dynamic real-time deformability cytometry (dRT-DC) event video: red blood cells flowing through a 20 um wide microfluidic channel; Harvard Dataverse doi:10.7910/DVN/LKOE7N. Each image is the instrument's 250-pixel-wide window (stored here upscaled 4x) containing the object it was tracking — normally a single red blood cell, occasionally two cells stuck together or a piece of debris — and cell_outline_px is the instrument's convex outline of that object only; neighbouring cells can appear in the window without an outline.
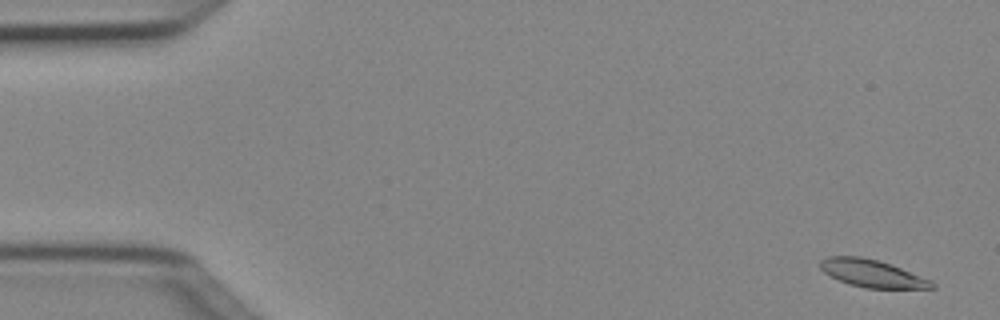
{"species": "Egyptian fruit bat (a non-hibernating species)", "species_latin": "Rousettus aegyptiacus", "temperature_condition": "cold", "stored_images_in_passage": 3, "camera_frame_rate_fps": 3000, "um_per_image_px": 0.085, "animal": {"sex": "female"}, "frame": {"image": 1, "passage_image": 1, "time_ms": 0.0, "image_size_px": [1000, 320], "cell_outline_px": [[936, 288], [864, 288], [848, 284], [824, 272], [820, 268], [820, 260], [828, 256], [860, 256], [880, 260], [892, 264], [932, 280], [936, 284]], "centroid_in_image_um": [74.16, 23.23], "position_along_channel_um": 10.8, "area_um2": 18.03}}